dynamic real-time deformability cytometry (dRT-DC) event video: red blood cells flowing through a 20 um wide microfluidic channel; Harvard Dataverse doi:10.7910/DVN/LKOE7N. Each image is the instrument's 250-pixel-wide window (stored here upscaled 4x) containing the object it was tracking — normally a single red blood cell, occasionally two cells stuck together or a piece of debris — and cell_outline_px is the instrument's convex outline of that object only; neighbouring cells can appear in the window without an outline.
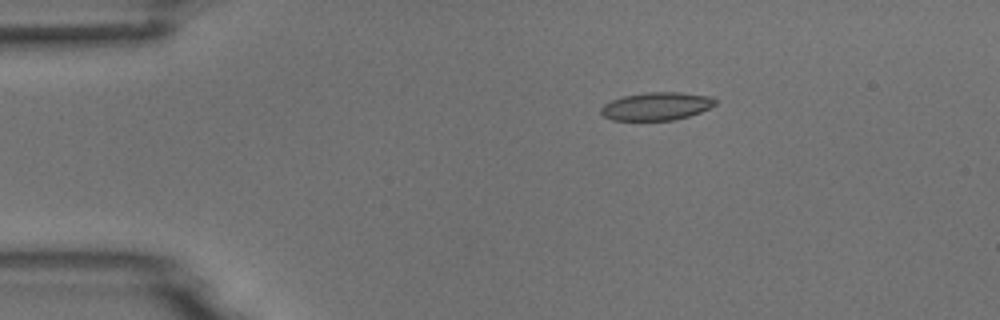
{"species": "common noctule bat (a hibernating species)", "species_latin": "Nyctalus noctula", "temperature_condition": "room temperature", "stored_images_in_passage": 3, "camera_frame_rate_fps": 3000, "um_per_image_px": 0.085, "animal": {"sex": "male", "body_mass_g": 18.8}, "frame": {"image": 1, "passage_image": 2, "time_ms": 1.333, "image_size_px": [1000, 320], "cell_outline_px": [[716, 104], [700, 112], [688, 116], [672, 120], [612, 120], [604, 116], [600, 112], [600, 108], [604, 104], [612, 100], [624, 96], [648, 92], [680, 92], [712, 96], [716, 100]], "centroid_in_image_um": [55.8, 9.02], "position_along_channel_um": 29.2, "area_um2": 18.55}}